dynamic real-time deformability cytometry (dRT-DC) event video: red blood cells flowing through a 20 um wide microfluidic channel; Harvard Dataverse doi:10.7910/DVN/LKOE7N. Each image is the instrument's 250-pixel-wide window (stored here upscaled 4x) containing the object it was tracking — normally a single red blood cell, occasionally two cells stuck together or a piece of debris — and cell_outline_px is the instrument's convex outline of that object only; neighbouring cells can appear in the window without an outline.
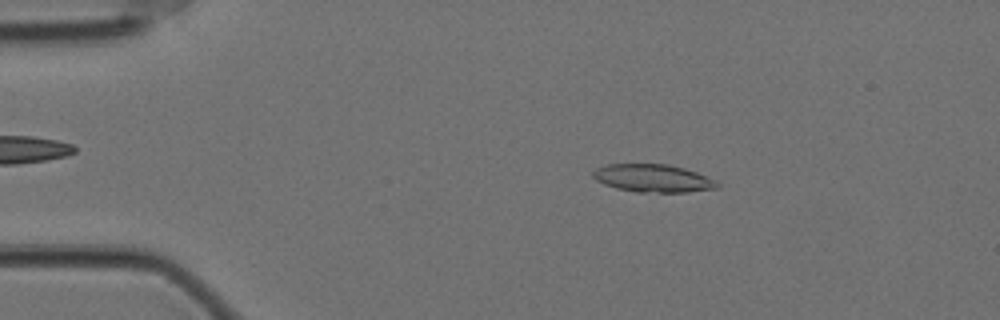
{"species": "Egyptian fruit bat (a non-hibernating species)", "species_latin": "Rousettus aegyptiacus", "temperature_condition": "cold", "stored_images_in_passage": 56, "camera_frame_rate_fps": 3000, "um_per_image_px": 0.085, "animal": {"sex": "female"}, "frame": {"image": 1, "passage_image": 9, "time_ms": 2.667, "image_size_px": [1000, 320], "cell_outline_px": [[720, 188], [688, 192], [636, 192], [616, 188], [604, 184], [596, 180], [592, 176], [592, 172], [596, 168], [608, 164], [668, 164], [684, 168], [696, 172], [716, 180], [720, 184]], "centroid_in_image_um": [55.52, 15.15], "position_along_channel_um": 29.5, "area_um2": 20.29}}
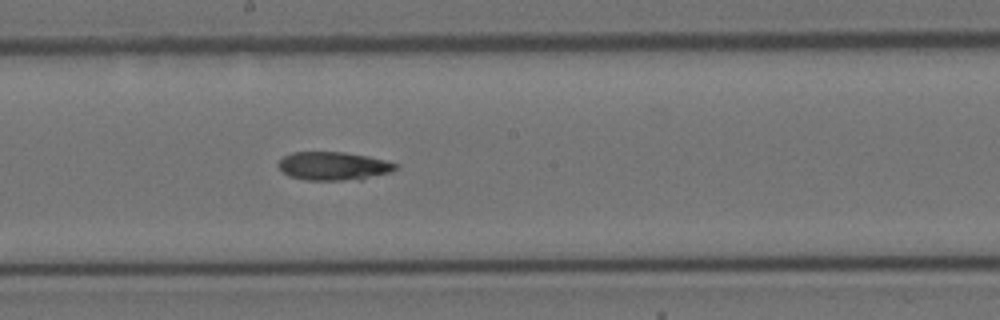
{"frame": {"image": 2, "passage_image": 30, "time_ms": 9.667, "image_size_px": [1000, 320], "cell_outline_px": [[396, 168], [392, 172], [360, 180], [304, 180], [288, 176], [280, 168], [280, 160], [284, 156], [292, 152], [344, 152], [368, 156], [384, 160], [396, 164]], "centroid_in_image_um": [28.36, 14.12], "position_along_channel_um": 219.8, "area_um2": 19.36}}
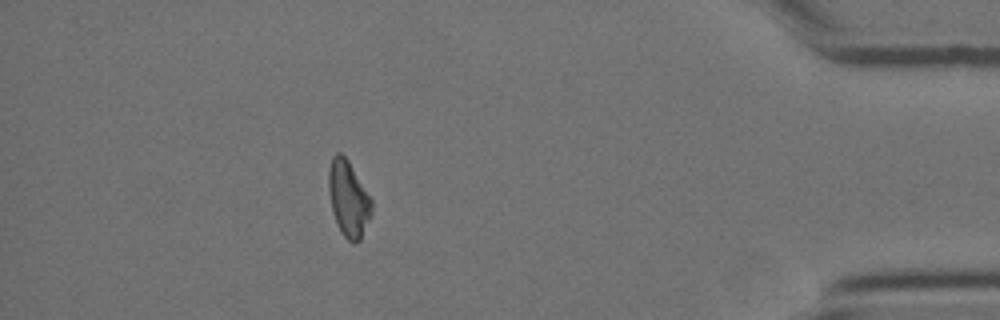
{"frame": {"image": 3, "passage_image": 50, "time_ms": 16.333, "image_size_px": [1000, 320], "cell_outline_px": [[372, 212], [360, 240], [356, 244], [352, 244], [340, 232], [336, 224], [332, 212], [328, 188], [328, 172], [332, 156], [336, 152], [340, 152], [348, 160], [372, 200]], "centroid_in_image_um": [29.6, 16.91], "position_along_channel_um": 405.6, "area_um2": 19.13}}